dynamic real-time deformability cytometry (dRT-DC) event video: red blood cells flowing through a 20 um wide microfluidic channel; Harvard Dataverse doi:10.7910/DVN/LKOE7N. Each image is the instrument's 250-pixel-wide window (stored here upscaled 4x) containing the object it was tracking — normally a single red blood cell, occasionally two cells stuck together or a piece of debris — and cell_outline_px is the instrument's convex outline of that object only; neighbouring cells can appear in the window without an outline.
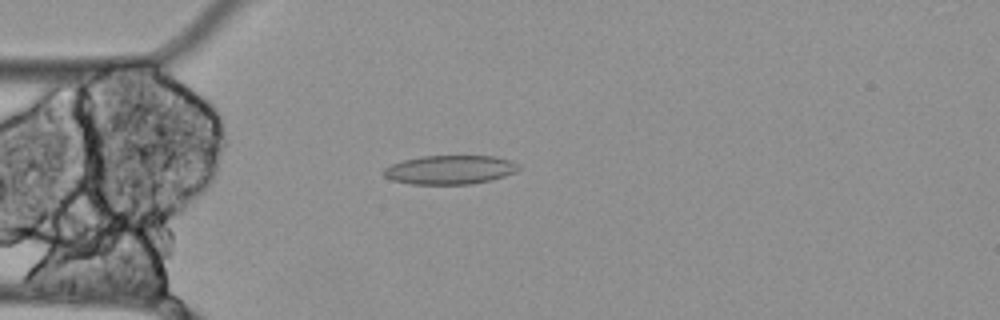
{"species": "Egyptian fruit bat (a non-hibernating species)", "species_latin": "Rousettus aegyptiacus", "temperature_condition": "cold", "stored_images_in_passage": 49, "camera_frame_rate_fps": 3000, "um_per_image_px": 0.085, "animal": {"sex": "female"}, "frame": {"image": 1, "passage_image": 7, "time_ms": 2.0, "image_size_px": [1000, 320], "cell_outline_px": [[520, 168], [516, 172], [504, 176], [472, 184], [412, 184], [392, 180], [384, 176], [384, 168], [392, 164], [404, 160], [420, 156], [496, 156], [520, 164]], "centroid_in_image_um": [38.25, 14.42], "position_along_channel_um": 46.7, "area_um2": 22.66}}
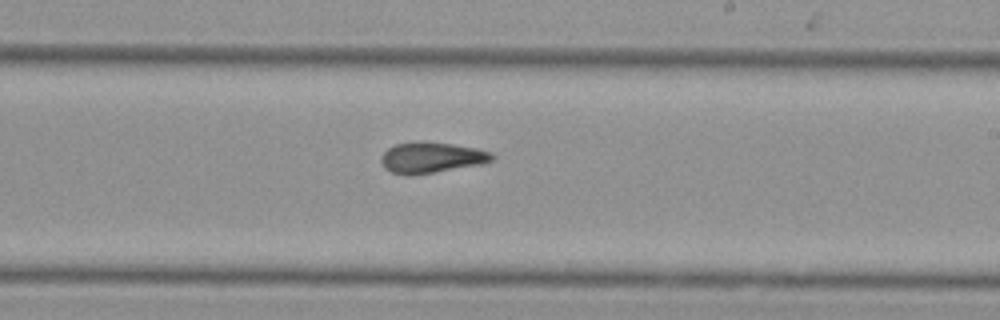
{"frame": {"image": 2, "passage_image": 25, "time_ms": 8.0, "image_size_px": [1000, 320], "cell_outline_px": [[496, 160], [484, 164], [408, 176], [392, 172], [384, 168], [380, 160], [380, 156], [388, 148], [396, 144], [452, 144], [476, 148], [492, 152], [496, 156]], "centroid_in_image_um": [36.73, 13.44], "position_along_channel_um": 252.3, "area_um2": 19.48}}
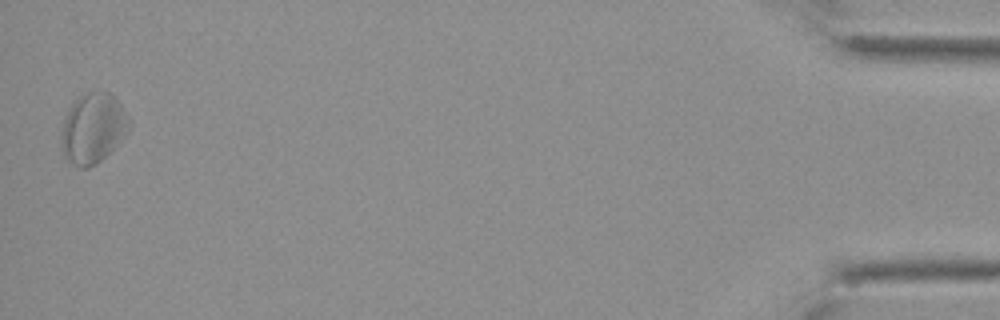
{"frame": {"image": 3, "passage_image": 48, "time_ms": 15.667, "image_size_px": [1000, 320], "cell_outline_px": [[128, 124], [120, 140], [96, 164], [88, 168], [80, 168], [68, 160], [64, 156], [60, 148], [60, 136], [64, 120], [68, 108], [80, 96], [88, 92], [108, 92], [116, 96], [128, 120]], "centroid_in_image_um": [7.83, 10.9], "position_along_channel_um": 427.4, "area_um2": 27.11}, "authors_computed_cell_mechanics": {"area_um2": 21.0392, "velocity_mm_per_s": 3.4583, "shape_relaxation_time_tau1_ms": null, "shape_relaxation_time_tau2_ms": 7.4559, "deformation_change_tau1": null, "deformation_change_tau2": 0.1802}}